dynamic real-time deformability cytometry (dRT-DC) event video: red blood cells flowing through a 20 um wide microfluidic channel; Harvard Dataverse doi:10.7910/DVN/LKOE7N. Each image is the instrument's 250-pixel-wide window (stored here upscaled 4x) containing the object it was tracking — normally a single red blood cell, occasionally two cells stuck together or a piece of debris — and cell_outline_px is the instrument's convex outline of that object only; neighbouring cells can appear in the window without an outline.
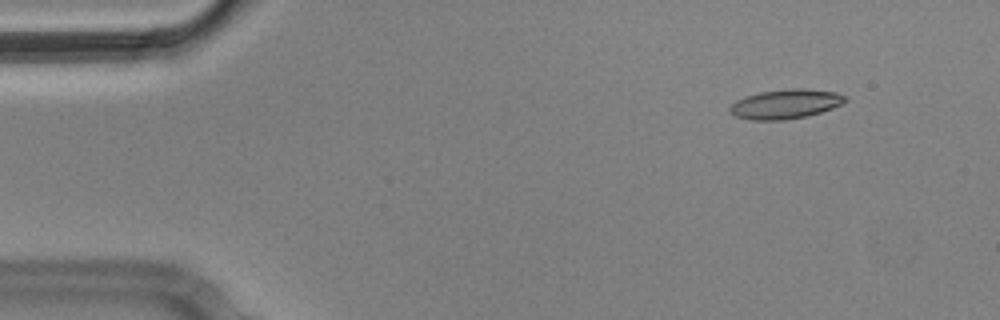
{"species": "Egyptian fruit bat (a non-hibernating species)", "species_latin": "Rousettus aegyptiacus", "temperature_condition": "cold", "stored_images_in_passage": 5, "camera_frame_rate_fps": 3000, "um_per_image_px": 0.085, "animal": {"sex": "male"}, "frame": {"image": 1, "passage_image": 1, "time_ms": 0.0, "image_size_px": [1000, 320], "cell_outline_px": [[848, 100], [832, 108], [820, 112], [804, 116], [784, 120], [748, 120], [736, 116], [728, 112], [728, 108], [736, 100], [744, 96], [760, 92], [792, 88], [804, 88], [836, 92], [844, 96]], "centroid_in_image_um": [66.72, 8.84], "position_along_channel_um": 18.3, "area_um2": 19.77}}